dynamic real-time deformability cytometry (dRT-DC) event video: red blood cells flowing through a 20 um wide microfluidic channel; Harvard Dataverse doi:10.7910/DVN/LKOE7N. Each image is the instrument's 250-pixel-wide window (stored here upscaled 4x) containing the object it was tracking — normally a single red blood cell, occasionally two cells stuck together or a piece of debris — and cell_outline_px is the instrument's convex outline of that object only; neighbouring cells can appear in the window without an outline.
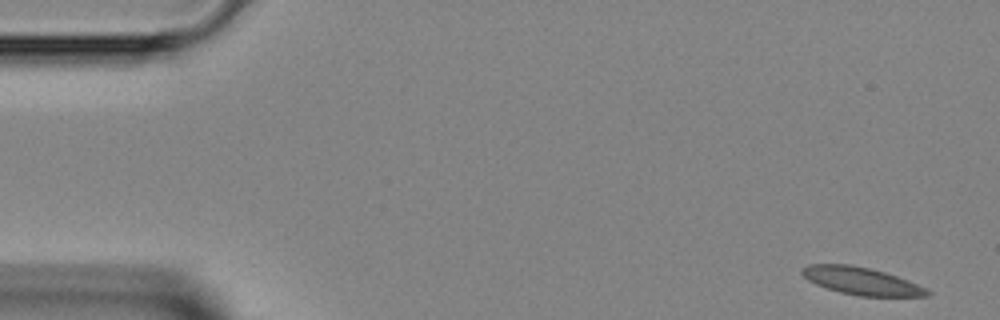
{"species": "Egyptian fruit bat (a non-hibernating species)", "species_latin": "Rousettus aegyptiacus", "temperature_condition": "room temperature", "stored_images_in_passage": 44, "camera_frame_rate_fps": 3000, "um_per_image_px": 0.085, "animal": {"sex": "female"}, "frame": {"image": 1, "passage_image": 1, "time_ms": 0.0, "image_size_px": [1000, 320], "cell_outline_px": [[932, 292], [928, 296], [860, 296], [840, 292], [816, 284], [808, 280], [800, 272], [800, 268], [808, 264], [852, 264], [884, 272], [908, 280]], "centroid_in_image_um": [73.18, 23.87], "position_along_channel_um": 11.8, "area_um2": 19.88}}
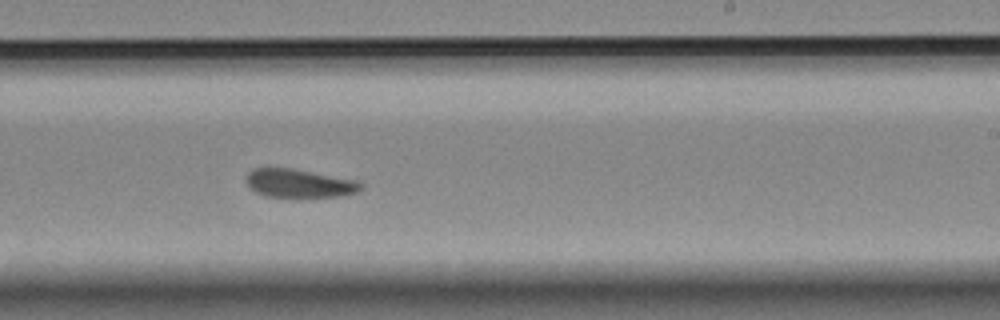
{"frame": {"image": 2, "passage_image": 26, "time_ms": 8.333, "image_size_px": [1000, 320], "cell_outline_px": [[364, 188], [356, 192], [340, 196], [264, 196], [248, 188], [244, 180], [248, 172], [256, 168], [292, 168], [360, 180], [364, 184]], "centroid_in_image_um": [25.45, 15.56], "position_along_channel_um": 263.6, "area_um2": 19.19}}
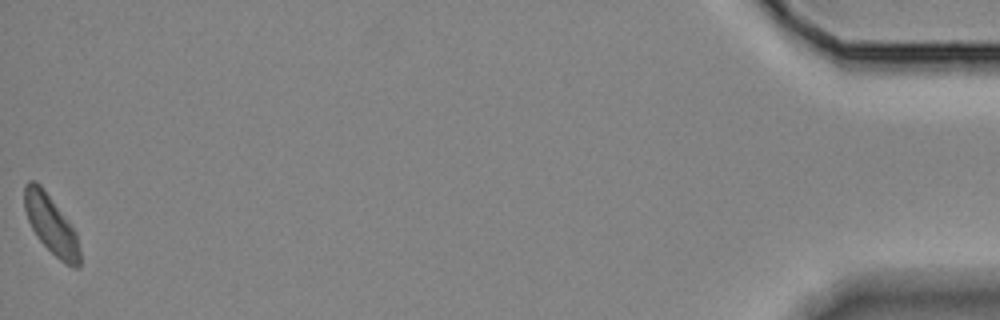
{"frame": {"image": 3, "passage_image": 44, "time_ms": 14.333, "image_size_px": [1000, 320], "cell_outline_px": [[80, 268], [72, 268], [64, 264], [36, 236], [28, 220], [24, 208], [24, 184], [28, 180], [36, 180], [44, 188], [76, 232], [80, 248]], "centroid_in_image_um": [4.34, 19.09], "position_along_channel_um": 430.9, "area_um2": 19.02}}